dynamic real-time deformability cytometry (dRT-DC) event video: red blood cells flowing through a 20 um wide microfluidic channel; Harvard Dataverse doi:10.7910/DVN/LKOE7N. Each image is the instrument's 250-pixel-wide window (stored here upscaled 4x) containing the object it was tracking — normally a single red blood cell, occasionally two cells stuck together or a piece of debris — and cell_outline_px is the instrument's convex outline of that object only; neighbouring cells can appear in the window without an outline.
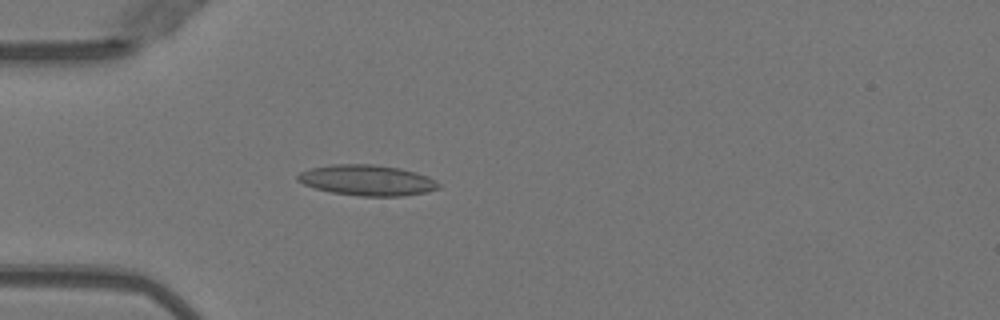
{"species": "Egyptian fruit bat (a non-hibernating species)", "species_latin": "Rousettus aegyptiacus", "temperature_condition": "warm", "stored_images_in_passage": 43, "camera_frame_rate_fps": 3000, "um_per_image_px": 0.085, "animal": {"sex": "female"}, "frame": {"image": 1, "passage_image": 7, "time_ms": 2.0, "image_size_px": [1000, 320], "cell_outline_px": [[440, 188], [428, 192], [404, 196], [360, 196], [332, 192], [316, 188], [304, 184], [296, 180], [296, 176], [300, 172], [312, 168], [332, 164], [372, 164], [400, 168], [416, 172], [428, 176], [436, 180], [440, 184]], "centroid_in_image_um": [31.24, 15.32], "position_along_channel_um": 53.8, "area_um2": 25.26}}
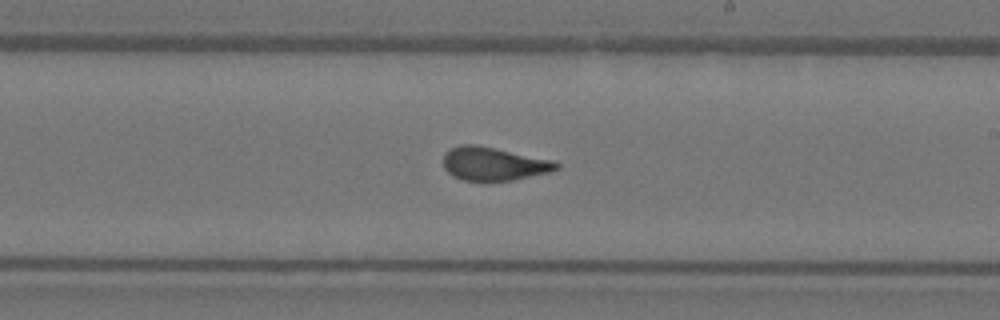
{"frame": {"image": 2, "passage_image": 22, "time_ms": 7.0, "image_size_px": [1000, 320], "cell_outline_px": [[560, 168], [548, 172], [512, 180], [464, 180], [452, 176], [444, 168], [444, 152], [460, 144], [476, 144], [552, 160], [560, 164]], "centroid_in_image_um": [41.94, 13.91], "position_along_channel_um": 247.1, "area_um2": 21.73}}
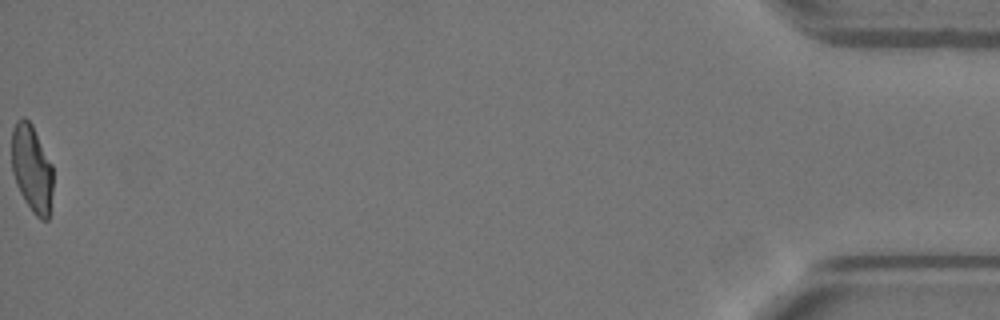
{"frame": {"image": 3, "passage_image": 43, "time_ms": 14.0, "image_size_px": [1000, 320], "cell_outline_px": [[52, 192], [48, 220], [40, 220], [32, 212], [24, 200], [16, 184], [12, 172], [12, 128], [16, 120], [24, 116], [32, 124], [52, 164]], "centroid_in_image_um": [2.7, 14.32], "position_along_channel_um": 432.5, "area_um2": 21.15}, "authors_computed_cell_mechanics": {"area_um2": 22.4842, "velocity_mm_per_s": 4.0353, "shape_relaxation_time_tau1_ms": 6.4779, "shape_relaxation_time_tau2_ms": 0.9567, "deformation_change_tau1": 0.2112, "deformation_change_tau2": 0.0748}}